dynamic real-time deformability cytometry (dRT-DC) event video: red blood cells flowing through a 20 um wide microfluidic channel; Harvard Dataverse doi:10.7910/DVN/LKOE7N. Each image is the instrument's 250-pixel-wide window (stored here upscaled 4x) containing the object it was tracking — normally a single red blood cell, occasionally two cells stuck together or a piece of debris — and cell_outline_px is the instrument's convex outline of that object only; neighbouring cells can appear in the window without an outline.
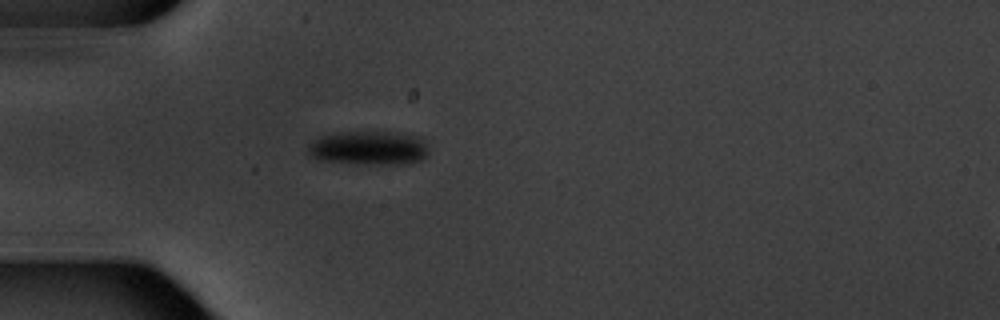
{"species": "common noctule bat (a hibernating species)", "species_latin": "Nyctalus noctula", "temperature_condition": "warm", "stored_images_in_passage": 1, "camera_frame_rate_fps": 3000, "um_per_image_px": 0.085, "animal": {"sex": "male", "body_mass_g": 20.1, "forearm_length_mm": 53.5}, "frame": {"image": 1, "passage_image": 1, "time_ms": 0.0, "image_size_px": [1000, 320], "cell_outline_px": [[428, 152], [420, 160], [404, 164], [356, 164], [316, 160], [308, 152], [308, 144], [312, 140], [320, 136], [336, 132], [396, 132], [420, 136], [424, 140], [428, 148]], "centroid_in_image_um": [31.32, 12.58], "position_along_channel_um": 53.7, "area_um2": 24.28}}